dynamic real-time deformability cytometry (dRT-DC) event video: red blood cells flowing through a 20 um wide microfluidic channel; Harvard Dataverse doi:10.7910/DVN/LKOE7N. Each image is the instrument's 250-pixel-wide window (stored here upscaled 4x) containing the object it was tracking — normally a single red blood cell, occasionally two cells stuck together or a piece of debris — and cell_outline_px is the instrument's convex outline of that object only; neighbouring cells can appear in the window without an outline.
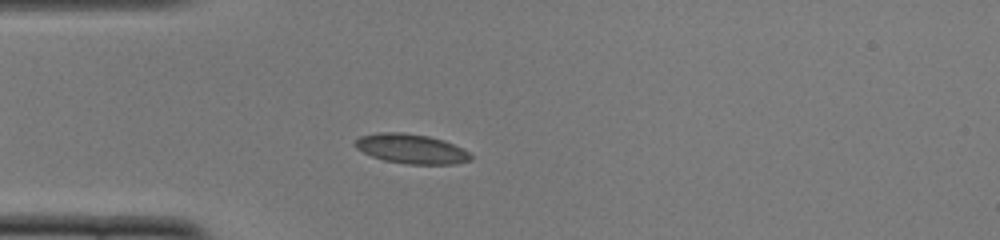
{"species": "common noctule bat (a hibernating species)", "species_latin": "Nyctalus noctula", "temperature_condition": "cold", "stored_images_in_passage": 37, "camera_frame_rate_fps": 3000, "um_per_image_px": 0.085, "animal": {"sex": "female", "body_mass_g": 22.0, "forearm_length_mm": 56.7}, "frame": {"image": 1, "passage_image": 9, "time_ms": 2.667, "image_size_px": [1000, 240], "cell_outline_px": [[472, 160], [456, 164], [408, 164], [384, 160], [372, 156], [356, 148], [352, 144], [360, 136], [380, 132], [400, 132], [428, 136], [444, 140], [464, 148], [472, 156]], "centroid_in_image_um": [34.98, 12.65], "position_along_channel_um": 50.0, "area_um2": 20.0}}
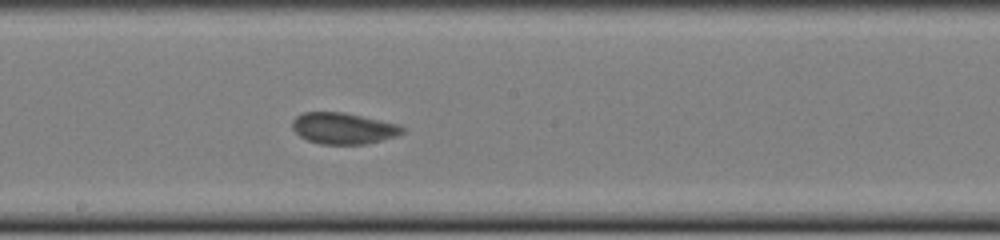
{"frame": {"image": 2, "passage_image": 23, "time_ms": 7.333, "image_size_px": [1000, 240], "cell_outline_px": [[404, 132], [396, 136], [364, 144], [320, 144], [308, 140], [300, 136], [292, 128], [292, 120], [296, 116], [304, 112], [344, 112], [400, 124], [404, 128]], "centroid_in_image_um": [29.18, 10.9], "position_along_channel_um": 219.0, "area_um2": 20.06}}
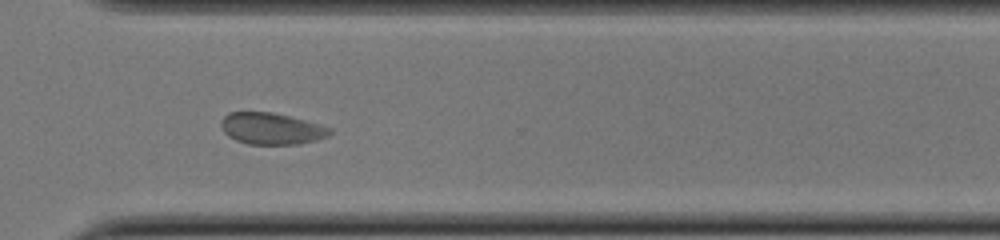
{"frame": {"image": 3, "passage_image": 33, "time_ms": 10.667, "image_size_px": [1000, 240], "cell_outline_px": [[332, 132], [328, 136], [316, 140], [300, 144], [248, 144], [236, 140], [228, 136], [224, 132], [220, 124], [220, 120], [228, 112], [272, 112], [292, 116], [332, 128]], "centroid_in_image_um": [23.07, 10.92], "position_along_channel_um": 347.5, "area_um2": 20.17}, "authors_computed_cell_mechanics": {"area_um2": 19.8254, "velocity_mm_per_s": 3.8338, "shape_relaxation_time_tau1_ms": 2.2418, "shape_relaxation_time_tau2_ms": null, "deformation_change_tau1": 0.0497, "deformation_change_tau2": null}}